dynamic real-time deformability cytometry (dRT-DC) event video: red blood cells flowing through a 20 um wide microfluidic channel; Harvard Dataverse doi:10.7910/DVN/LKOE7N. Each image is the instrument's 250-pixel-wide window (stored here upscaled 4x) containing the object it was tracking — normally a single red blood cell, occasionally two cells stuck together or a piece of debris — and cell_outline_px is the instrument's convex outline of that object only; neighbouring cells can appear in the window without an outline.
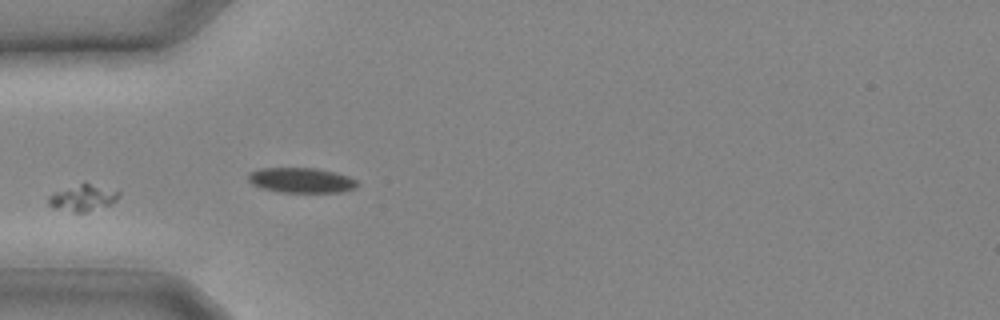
{"species": "common noctule bat (a hibernating species)", "species_latin": "Nyctalus noctula", "temperature_condition": "cold", "stored_images_in_passage": 28, "segment_of_instrument_passage": [2, 3], "camera_frame_rate_fps": 3000, "um_per_image_px": 0.085, "animal": {"sex": "male", "body_mass_g": 20.4}, "frame": {"image": 1, "passage_image": 10, "time_ms": 3.0, "image_size_px": [1000, 320], "cell_outline_px": [[120, 196], [116, 200], [108, 204], [84, 212], [72, 212], [56, 208], [48, 204], [48, 196], [56, 192], [80, 184], [88, 184], [120, 192]], "centroid_in_image_um": [7.01, 16.84], "position_along_channel_um": 78.0, "area_um2": 10.12}}